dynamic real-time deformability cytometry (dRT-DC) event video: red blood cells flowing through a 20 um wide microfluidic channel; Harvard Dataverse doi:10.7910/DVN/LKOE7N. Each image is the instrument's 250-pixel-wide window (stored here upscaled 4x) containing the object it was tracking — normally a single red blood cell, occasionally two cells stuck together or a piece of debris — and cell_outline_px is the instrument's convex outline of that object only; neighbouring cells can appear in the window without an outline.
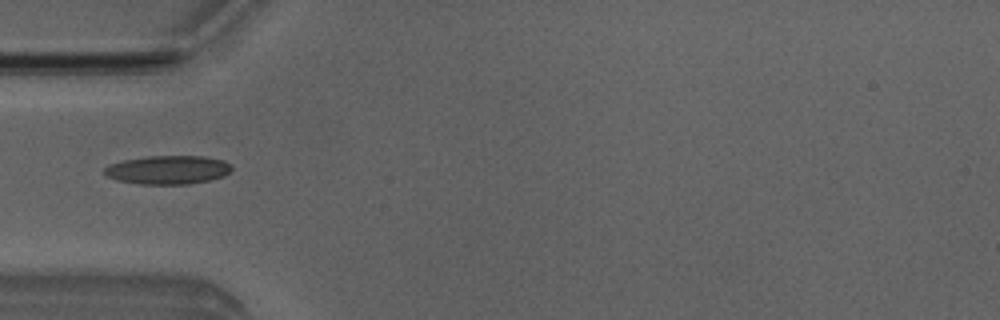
{"species": "Egyptian fruit bat (a non-hibernating species)", "species_latin": "Rousettus aegyptiacus", "temperature_condition": "room temperature", "stored_images_in_passage": 4, "camera_frame_rate_fps": 3000, "um_per_image_px": 0.085, "animal": {"sex": "male"}, "frame": {"image": 1, "passage_image": 4, "time_ms": 4.333, "image_size_px": [1000, 320], "cell_outline_px": [[232, 168], [224, 176], [208, 180], [188, 184], [140, 184], [116, 180], [108, 176], [104, 172], [104, 168], [108, 164], [124, 160], [148, 156], [204, 156], [224, 160]], "centroid_in_image_um": [14.25, 14.43], "position_along_channel_um": 70.8, "area_um2": 21.15}}